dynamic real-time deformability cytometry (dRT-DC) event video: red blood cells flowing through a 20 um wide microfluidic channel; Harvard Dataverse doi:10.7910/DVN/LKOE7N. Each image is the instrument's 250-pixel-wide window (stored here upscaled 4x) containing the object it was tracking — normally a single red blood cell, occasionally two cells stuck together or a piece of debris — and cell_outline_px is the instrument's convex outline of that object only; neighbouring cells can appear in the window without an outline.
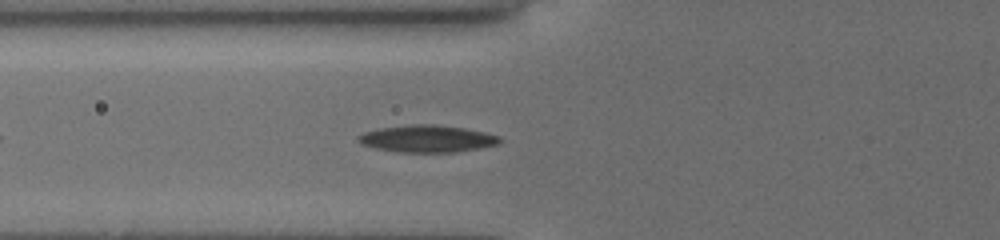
{"species": "common noctule bat (a hibernating species)", "species_latin": "Nyctalus noctula", "temperature_condition": "cold", "stored_images_in_passage": 35, "camera_frame_rate_fps": 3000, "um_per_image_px": 0.085, "animal": {"sex": "female", "body_mass_g": 19.5, "forearm_length_mm": 54.1}, "frame": {"image": 1, "passage_image": 7, "time_ms": 2.333, "image_size_px": [1000, 240], "cell_outline_px": [[504, 140], [500, 144], [480, 148], [456, 152], [400, 152], [376, 148], [360, 144], [356, 140], [356, 136], [364, 132], [380, 128], [412, 124], [432, 124], [464, 128], [484, 132], [500, 136]], "centroid_in_image_um": [36.32, 11.79], "position_along_channel_um": 89.5, "area_um2": 22.48}}
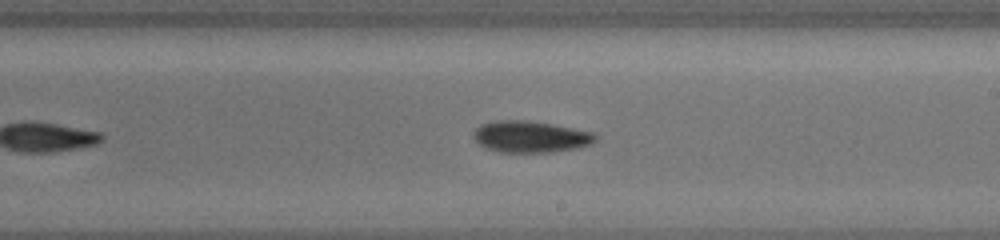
{"frame": {"image": 2, "passage_image": 19, "time_ms": 6.333, "image_size_px": [1000, 240], "cell_outline_px": [[596, 140], [592, 144], [576, 148], [552, 152], [500, 152], [488, 148], [480, 144], [472, 136], [476, 128], [480, 124], [496, 120], [524, 120], [552, 124], [592, 132], [596, 136]], "centroid_in_image_um": [45.08, 11.62], "position_along_channel_um": 243.9, "area_um2": 22.25}}
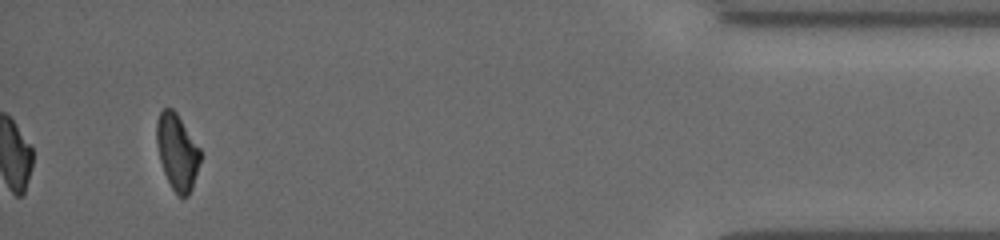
{"frame": {"image": 3, "passage_image": 35, "time_ms": 12.333, "image_size_px": [1000, 240], "cell_outline_px": [[200, 160], [192, 188], [188, 196], [176, 196], [164, 172], [160, 160], [156, 144], [156, 124], [160, 112], [164, 108], [172, 108], [176, 112], [200, 148]], "centroid_in_image_um": [15.05, 12.91], "position_along_channel_um": 420.2, "area_um2": 19.19}, "authors_computed_cell_mechanics": {"area_um2": 21.5016, "velocity_mm_per_s": 3.8597, "shape_relaxation_time_tau1_ms": 4.4267, "shape_relaxation_time_tau2_ms": null, "deformation_change_tau1": 0.1307, "deformation_change_tau2": null}}